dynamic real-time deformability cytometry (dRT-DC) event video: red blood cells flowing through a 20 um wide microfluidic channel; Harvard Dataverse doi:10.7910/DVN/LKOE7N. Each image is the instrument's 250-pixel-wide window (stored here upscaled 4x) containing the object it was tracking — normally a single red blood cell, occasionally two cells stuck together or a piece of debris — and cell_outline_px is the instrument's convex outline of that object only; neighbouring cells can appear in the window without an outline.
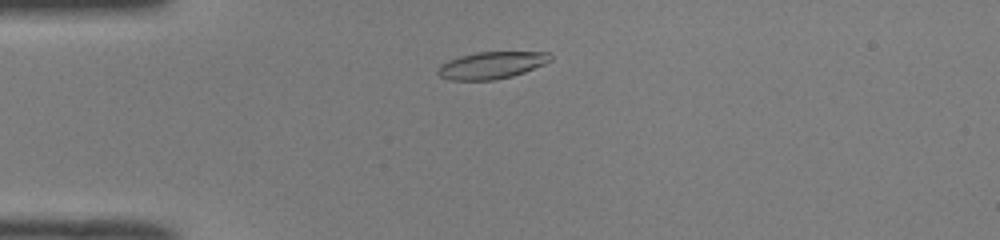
{"species": "common noctule bat (a hibernating species)", "species_latin": "Nyctalus noctula", "temperature_condition": "room temperature", "stored_images_in_passage": 44, "camera_frame_rate_fps": 3000, "um_per_image_px": 0.085, "animal": {"sex": "male", "body_mass_g": 19.0, "forearm_length_mm": 50.8}, "frame": {"image": 1, "passage_image": 6, "time_ms": 1.667, "image_size_px": [1000, 240], "cell_outline_px": [[552, 60], [544, 64], [524, 72], [512, 76], [492, 80], [448, 80], [440, 76], [436, 72], [436, 68], [440, 64], [448, 60], [460, 56], [476, 52], [548, 52], [552, 56]], "centroid_in_image_um": [41.74, 5.54], "position_along_channel_um": 43.3, "area_um2": 17.8}}
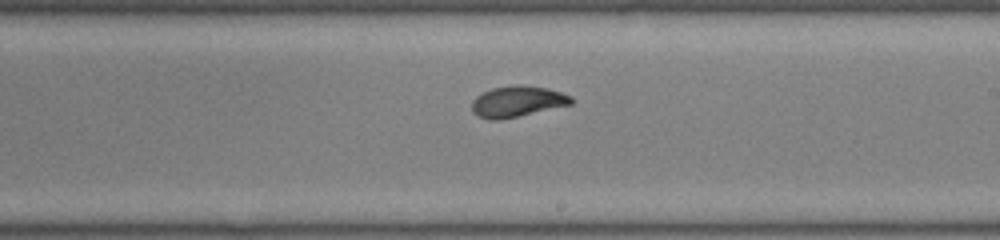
{"frame": {"image": 2, "passage_image": 23, "time_ms": 7.333, "image_size_px": [1000, 240], "cell_outline_px": [[572, 104], [500, 120], [492, 120], [480, 116], [472, 112], [472, 100], [476, 96], [492, 88], [516, 84], [520, 84], [548, 88], [572, 96]], "centroid_in_image_um": [43.97, 8.61], "position_along_channel_um": 245.0, "area_um2": 17.86}}
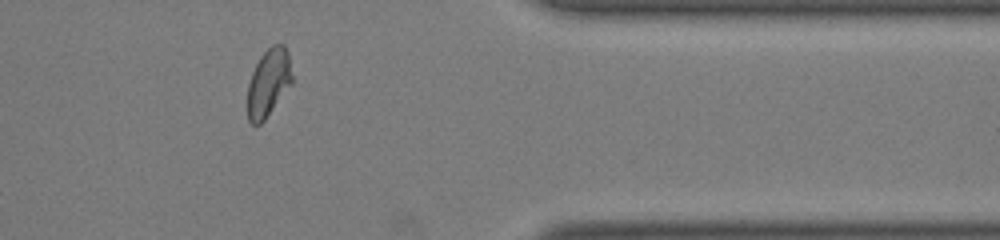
{"frame": {"image": 3, "passage_image": 35, "time_ms": 11.333, "image_size_px": [1000, 240], "cell_outline_px": [[292, 84], [264, 120], [260, 124], [252, 124], [248, 120], [248, 84], [252, 72], [260, 56], [272, 44], [284, 44], [288, 52], [292, 76]], "centroid_in_image_um": [22.83, 7.01], "position_along_channel_um": 388.6, "area_um2": 17.51}, "authors_computed_cell_mechanics": {"area_um2": 17.8602, "velocity_mm_per_s": 3.9952, "shape_relaxation_time_tau1_ms": 3.899, "shape_relaxation_time_tau2_ms": 1.6251, "deformation_change_tau1": 0.1676, "deformation_change_tau2": 0.0706}}